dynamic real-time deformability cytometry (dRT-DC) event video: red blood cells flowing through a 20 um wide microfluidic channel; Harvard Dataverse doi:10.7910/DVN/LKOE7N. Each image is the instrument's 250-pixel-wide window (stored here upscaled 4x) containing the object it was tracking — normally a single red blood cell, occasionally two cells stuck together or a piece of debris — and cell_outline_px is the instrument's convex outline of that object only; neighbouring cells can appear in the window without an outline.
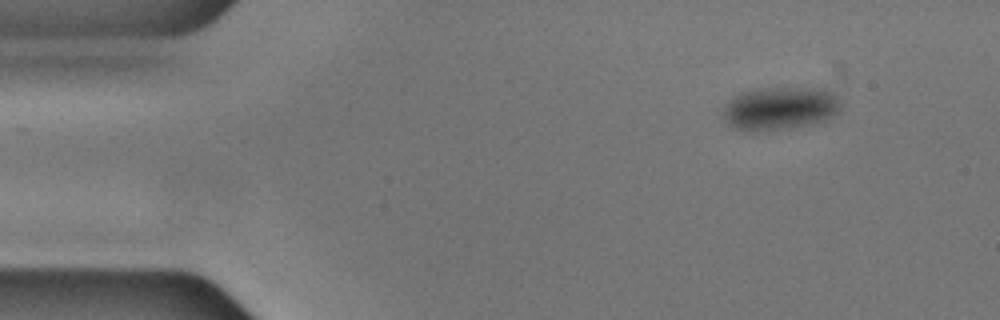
{"species": "common noctule bat (a hibernating species)", "species_latin": "Nyctalus noctula", "temperature_condition": "cold", "stored_images_in_passage": 51, "camera_frame_rate_fps": 3000, "um_per_image_px": 0.085, "animal": {"sex": "male", "body_mass_g": 17.9, "forearm_length_mm": 54.2}, "frame": {"image": 1, "passage_image": 1, "time_ms": 0.0, "image_size_px": [1000, 320], "cell_outline_px": [[840, 104], [836, 112], [832, 116], [808, 124], [752, 132], [732, 128], [724, 120], [724, 104], [732, 96], [740, 92], [760, 88], [828, 88], [836, 96]], "centroid_in_image_um": [66.21, 9.18], "position_along_channel_um": 18.8, "area_um2": 29.3}}
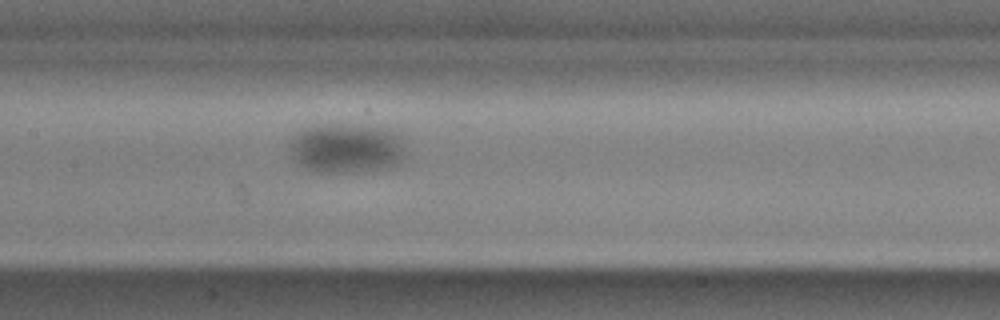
{"frame": {"image": 2, "passage_image": 21, "time_ms": 6.667, "image_size_px": [1000, 320], "cell_outline_px": [[400, 160], [396, 164], [384, 168], [352, 172], [316, 172], [304, 168], [296, 164], [292, 160], [288, 148], [288, 144], [292, 136], [296, 132], [304, 128], [316, 124], [368, 124], [388, 128], [396, 132], [400, 152]], "centroid_in_image_um": [29.28, 12.56], "position_along_channel_um": 178.1, "area_um2": 33.81}}
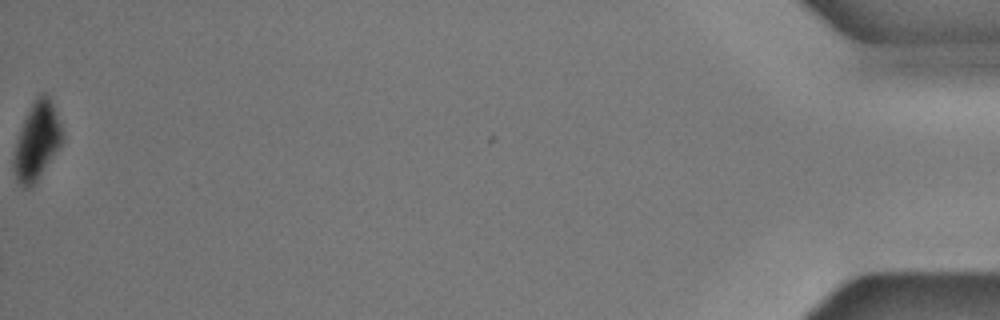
{"frame": {"image": 3, "passage_image": 51, "time_ms": 16.667, "image_size_px": [1000, 320], "cell_outline_px": [[60, 144], [36, 180], [28, 188], [24, 188], [16, 180], [12, 168], [12, 152], [16, 136], [36, 96], [40, 92], [44, 92], [48, 96], [52, 104], [60, 128]], "centroid_in_image_um": [3.03, 12.0], "position_along_channel_um": 432.2, "area_um2": 21.21}}